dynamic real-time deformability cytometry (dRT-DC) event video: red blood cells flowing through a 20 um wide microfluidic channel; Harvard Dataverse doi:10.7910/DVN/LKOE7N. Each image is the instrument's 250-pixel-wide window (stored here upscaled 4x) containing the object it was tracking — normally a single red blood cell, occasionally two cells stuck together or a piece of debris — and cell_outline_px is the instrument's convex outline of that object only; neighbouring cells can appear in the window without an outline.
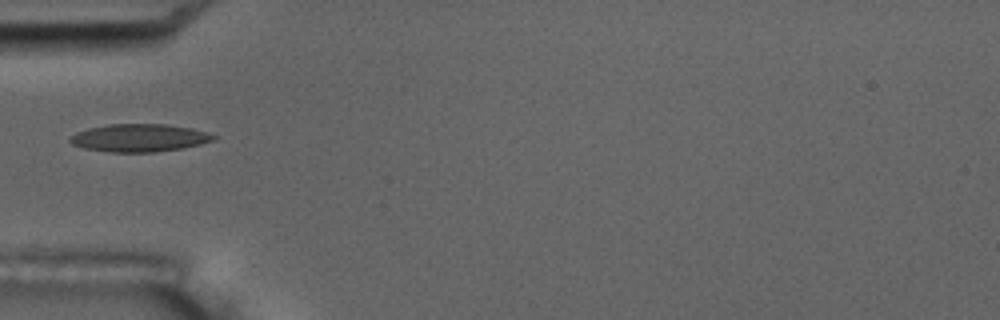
{"species": "common noctule bat (a hibernating species)", "species_latin": "Nyctalus noctula", "temperature_condition": "room temperature", "stored_images_in_passage": 7, "camera_frame_rate_fps": 3000, "um_per_image_px": 0.085, "animal": {"sex": "male", "body_mass_g": 17.5, "forearm_length_mm": 52.3}, "frame": {"image": 1, "passage_image": 7, "time_ms": 7.0, "image_size_px": [1000, 320], "cell_outline_px": [[216, 140], [200, 144], [180, 148], [152, 152], [112, 152], [84, 148], [72, 144], [68, 140], [76, 132], [88, 128], [108, 124], [168, 124], [192, 128], [208, 132], [216, 136]], "centroid_in_image_um": [11.85, 11.71], "position_along_channel_um": 73.1, "area_um2": 23.18}}